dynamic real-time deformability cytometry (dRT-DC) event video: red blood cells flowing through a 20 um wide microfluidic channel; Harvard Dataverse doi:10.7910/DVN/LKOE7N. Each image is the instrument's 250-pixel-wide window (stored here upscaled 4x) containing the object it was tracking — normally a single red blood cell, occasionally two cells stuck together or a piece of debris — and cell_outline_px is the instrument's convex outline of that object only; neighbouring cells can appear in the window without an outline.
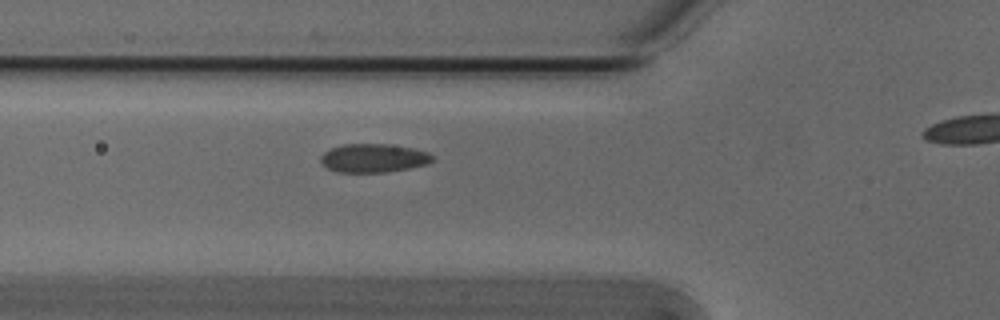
{"species": "Egyptian fruit bat (a non-hibernating species)", "species_latin": "Rousettus aegyptiacus", "temperature_condition": "cold", "stored_images_in_passage": 34, "camera_frame_rate_fps": 3000, "um_per_image_px": 0.085, "animal": {"sex": "male"}, "frame": {"image": 1, "passage_image": 9, "time_ms": 2.667, "image_size_px": [1000, 320], "cell_outline_px": [[432, 160], [428, 164], [388, 172], [336, 172], [328, 168], [320, 160], [320, 156], [324, 152], [332, 148], [344, 144], [388, 144], [412, 148], [428, 152], [432, 156]], "centroid_in_image_um": [31.74, 13.44], "position_along_channel_um": 94.1, "area_um2": 18.5}}
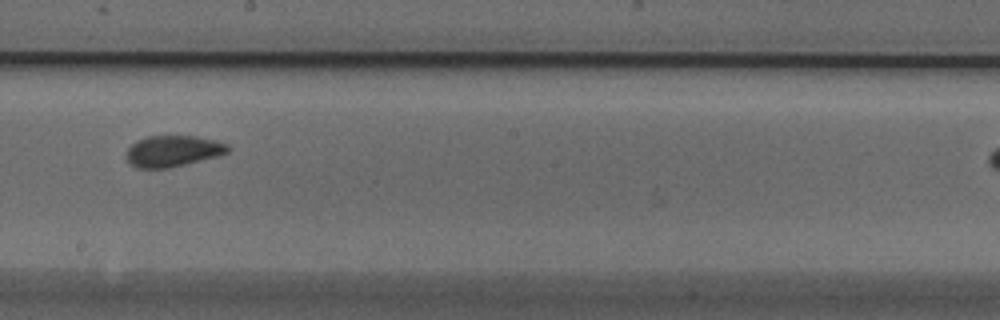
{"frame": {"image": 2, "passage_image": 20, "time_ms": 6.333, "image_size_px": [1000, 320], "cell_outline_px": [[232, 148], [228, 152], [216, 156], [168, 168], [136, 168], [128, 160], [128, 148], [136, 140], [148, 136], [196, 136], [216, 140], [228, 144]], "centroid_in_image_um": [14.73, 12.82], "position_along_channel_um": 233.5, "area_um2": 18.26}}
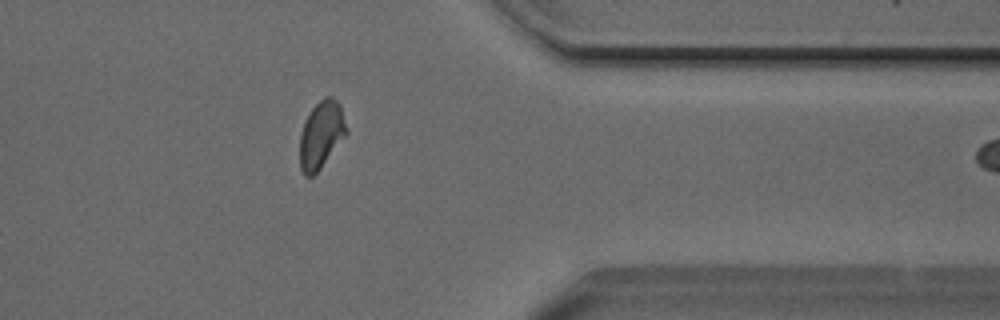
{"frame": {"image": 3, "passage_image": 33, "time_ms": 10.667, "image_size_px": [1000, 320], "cell_outline_px": [[348, 132], [320, 168], [312, 176], [304, 176], [300, 168], [300, 132], [304, 120], [312, 108], [324, 96], [332, 96], [340, 104], [348, 128]], "centroid_in_image_um": [27.3, 11.42], "position_along_channel_um": 384.1, "area_um2": 18.32}}